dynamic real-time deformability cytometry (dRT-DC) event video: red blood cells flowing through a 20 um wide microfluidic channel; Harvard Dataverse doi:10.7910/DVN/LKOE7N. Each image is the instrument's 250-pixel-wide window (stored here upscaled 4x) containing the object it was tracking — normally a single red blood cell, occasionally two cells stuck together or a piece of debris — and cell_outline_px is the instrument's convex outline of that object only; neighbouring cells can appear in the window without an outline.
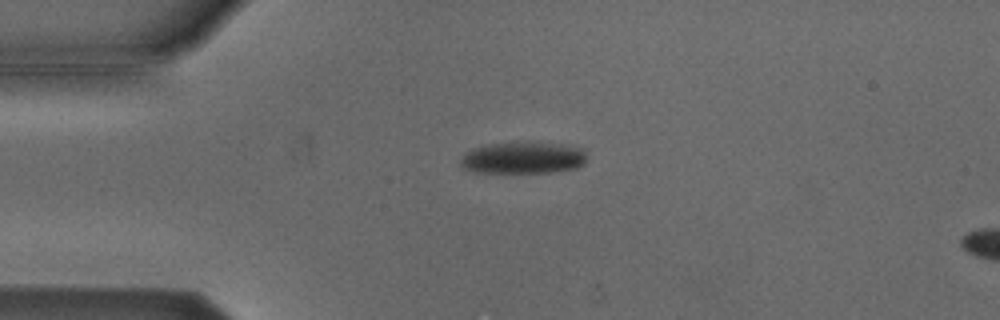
{"species": "Egyptian fruit bat (a non-hibernating species)", "species_latin": "Rousettus aegyptiacus", "temperature_condition": "cold", "stored_images_in_passage": 4, "camera_frame_rate_fps": 3000, "um_per_image_px": 0.085, "animal": {"sex": "male"}, "frame": {"image": 1, "passage_image": 1, "time_ms": 0.0, "image_size_px": [1000, 320], "cell_outline_px": [[584, 164], [576, 168], [552, 172], [472, 172], [464, 168], [460, 164], [460, 160], [468, 152], [476, 148], [492, 144], [552, 144], [580, 148], [584, 152]], "centroid_in_image_um": [44.44, 13.46], "position_along_channel_um": 40.6, "area_um2": 22.25}}
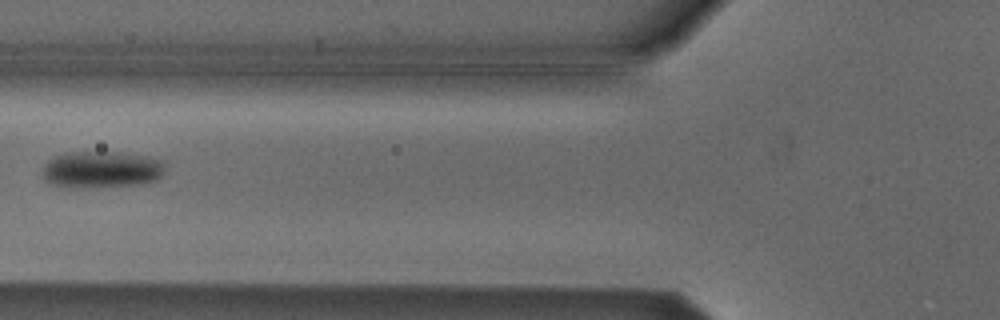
{"frame": {"image": 2, "passage_image": 3, "time_ms": 0.667, "image_size_px": [1000, 320], "cell_outline_px": [[164, 172], [156, 180], [136, 184], [72, 188], [48, 184], [44, 180], [44, 164], [48, 160], [56, 156], [72, 152], [116, 152], [144, 156], [164, 160]], "centroid_in_image_um": [8.61, 14.41], "position_along_channel_um": 117.2, "area_um2": 26.07}}
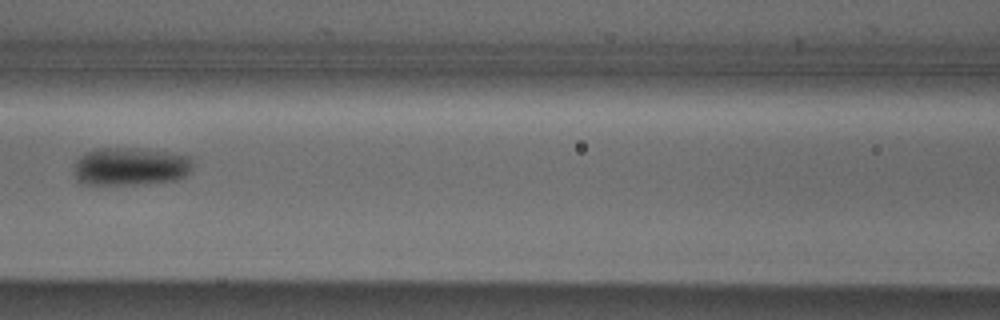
{"frame": {"image": 3, "passage_image": 4, "time_ms": 1.0, "image_size_px": [1000, 320], "cell_outline_px": [[192, 172], [180, 180], [144, 184], [80, 184], [76, 180], [76, 160], [80, 156], [96, 148], [136, 148], [168, 152], [188, 156], [192, 160]], "centroid_in_image_um": [11.14, 14.16], "position_along_channel_um": 155.5, "area_um2": 26.53}}